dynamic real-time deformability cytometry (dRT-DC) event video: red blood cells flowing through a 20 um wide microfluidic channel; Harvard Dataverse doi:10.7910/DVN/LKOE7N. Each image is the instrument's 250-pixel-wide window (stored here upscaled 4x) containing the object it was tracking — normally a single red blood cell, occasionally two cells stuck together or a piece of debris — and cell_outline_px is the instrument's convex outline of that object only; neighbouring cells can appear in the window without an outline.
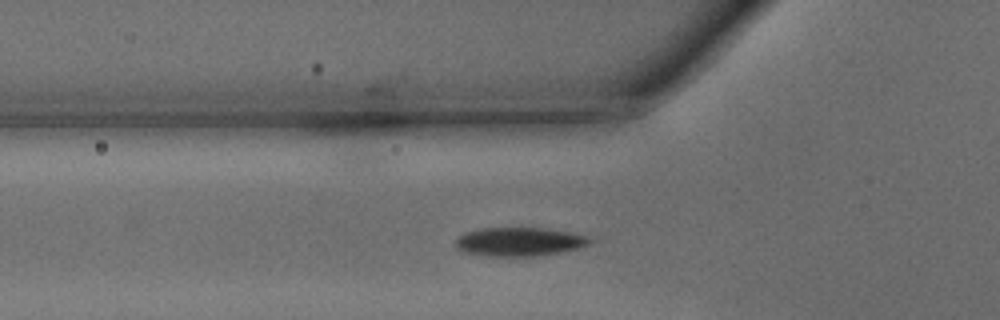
{"species": "common noctule bat (a hibernating species)", "species_latin": "Nyctalus noctula", "temperature_condition": "warm", "stored_images_in_passage": 29, "camera_frame_rate_fps": 3000, "um_per_image_px": 0.085, "animal": {"sex": "male", "body_mass_g": 15.6}, "frame": {"image": 1, "passage_image": 8, "time_ms": 2.333, "image_size_px": [1000, 320], "cell_outline_px": [[596, 240], [580, 248], [540, 256], [488, 256], [464, 252], [456, 248], [456, 240], [464, 232], [484, 228], [544, 228], [568, 232], [588, 236]], "centroid_in_image_um": [44.18, 20.55], "position_along_channel_um": 81.6, "area_um2": 22.54}}
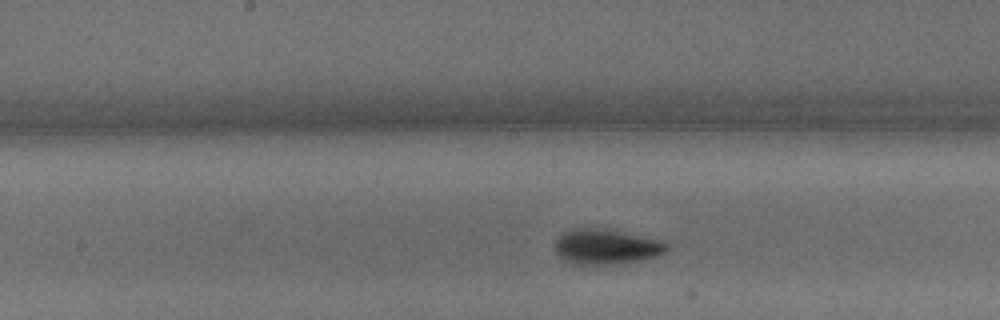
{"frame": {"image": 2, "passage_image": 16, "time_ms": 5.0, "image_size_px": [1000, 320], "cell_outline_px": [[668, 248], [664, 252], [656, 256], [644, 260], [608, 264], [568, 264], [556, 252], [556, 240], [564, 232], [572, 228], [608, 228], [664, 240], [668, 244]], "centroid_in_image_um": [51.56, 20.95], "position_along_channel_um": 196.6, "area_um2": 23.18}}
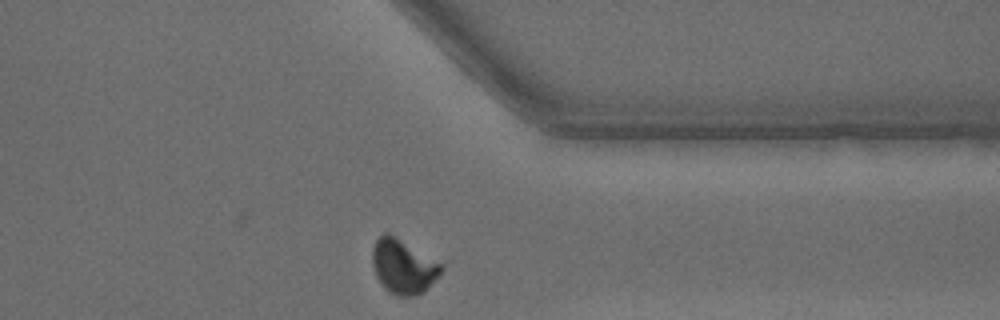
{"frame": {"image": 3, "passage_image": 29, "time_ms": 9.333, "image_size_px": [1000, 320], "cell_outline_px": [[444, 268], [424, 292], [416, 296], [396, 296], [388, 292], [380, 284], [376, 276], [372, 264], [372, 248], [376, 240], [384, 232], [388, 232], [444, 264]], "centroid_in_image_um": [34.26, 22.66], "position_along_channel_um": 377.1, "area_um2": 22.02}, "authors_computed_cell_mechanics": {"area_um2": 22.7154, "velocity_mm_per_s": 4.2682, "shape_relaxation_time_tau1_ms": 1.912, "shape_relaxation_time_tau2_ms": null, "deformation_change_tau1": 0.1461, "deformation_change_tau2": null}}